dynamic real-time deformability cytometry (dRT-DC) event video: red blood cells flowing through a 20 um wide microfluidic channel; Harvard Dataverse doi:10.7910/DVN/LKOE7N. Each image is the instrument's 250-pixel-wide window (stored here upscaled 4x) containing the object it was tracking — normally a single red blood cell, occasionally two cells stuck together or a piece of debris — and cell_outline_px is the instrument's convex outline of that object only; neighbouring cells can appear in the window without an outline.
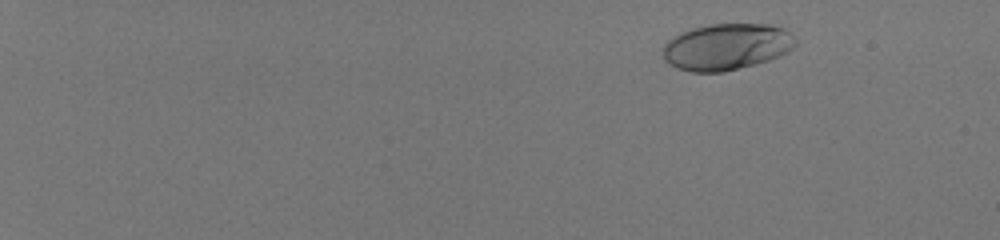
{"species": "human", "species_latin": "Homo sapiens", "temperature_condition": "room temperature", "stored_images_in_passage": 54, "camera_frame_rate_fps": 3000, "um_per_image_px": 0.085, "donor": {"sex": "male"}, "frame": {"image": 1, "passage_image": 6, "time_ms": 1.667, "image_size_px": [1000, 240], "cell_outline_px": [[796, 44], [788, 52], [780, 56], [768, 60], [720, 72], [692, 72], [676, 68], [664, 60], [660, 48], [672, 36], [680, 32], [692, 28], [708, 24], [772, 24], [784, 28], [796, 40]], "centroid_in_image_um": [61.71, 3.96], "position_along_channel_um": 23.3, "area_um2": 36.07}}
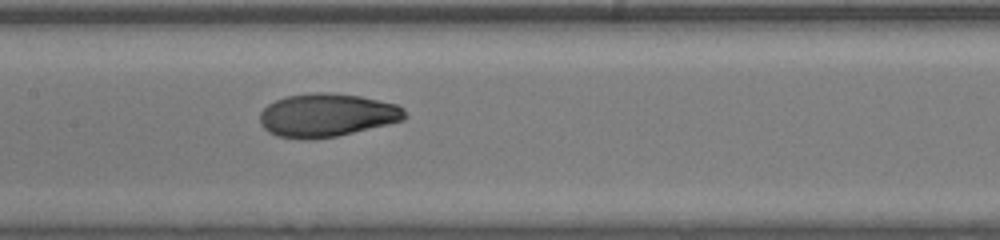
{"frame": {"image": 2, "passage_image": 32, "time_ms": 10.333, "image_size_px": [1000, 240], "cell_outline_px": [[408, 116], [404, 120], [388, 124], [336, 136], [312, 140], [304, 140], [276, 136], [268, 132], [260, 124], [260, 112], [268, 104], [276, 100], [288, 96], [312, 92], [332, 92], [360, 96], [396, 104], [404, 108]], "centroid_in_image_um": [27.78, 9.79], "position_along_channel_um": 179.6, "area_um2": 36.82}}
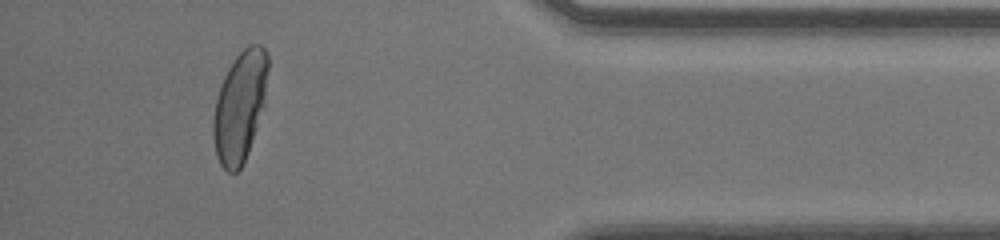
{"frame": {"image": 3, "passage_image": 51, "time_ms": 16.667, "image_size_px": [1000, 240], "cell_outline_px": [[268, 68], [264, 104], [248, 152], [240, 168], [236, 172], [228, 172], [220, 164], [216, 156], [212, 132], [212, 124], [216, 100], [224, 76], [228, 68], [236, 56], [248, 44], [260, 44], [264, 48], [268, 56]], "centroid_in_image_um": [20.38, 9.03], "position_along_channel_um": 414.8, "area_um2": 34.91}, "authors_computed_cell_mechanics": {"area_um2": 35.8649, "velocity_mm_per_s": 4.1076, "shape_relaxation_time_tau1_ms": 4.0031, "shape_relaxation_time_tau2_ms": null, "deformation_change_tau1": 0.2217, "deformation_change_tau2": null}}